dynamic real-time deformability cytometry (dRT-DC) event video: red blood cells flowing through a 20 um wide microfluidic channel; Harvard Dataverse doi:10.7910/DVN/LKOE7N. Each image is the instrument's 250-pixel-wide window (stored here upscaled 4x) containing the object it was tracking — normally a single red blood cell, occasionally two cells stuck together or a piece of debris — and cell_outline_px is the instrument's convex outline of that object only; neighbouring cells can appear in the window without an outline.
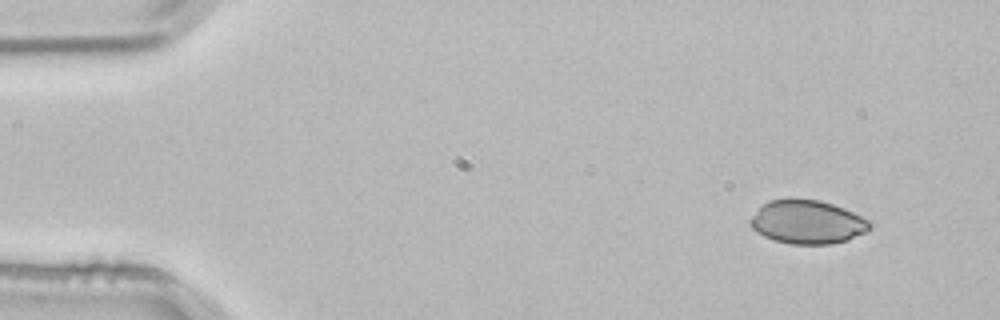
{"species": "common noctule bat (a hibernating species)", "species_latin": "Nyctalus noctula", "temperature_condition": "room temperature", "stored_images_in_passage": 3, "camera_frame_rate_fps": 3000, "um_per_image_px": 0.085, "animal": {"sex": "male", "body_mass_g": 21.5, "forearm_length_mm": 52.0}, "frame": {"image": 1, "passage_image": 1, "time_ms": 0.0, "image_size_px": [1000, 320], "cell_outline_px": [[876, 224], [868, 232], [848, 240], [832, 244], [792, 244], [776, 240], [764, 236], [756, 232], [748, 224], [748, 220], [760, 204], [768, 200], [820, 200], [844, 208]], "centroid_in_image_um": [68.63, 18.89], "position_along_channel_um": 16.4, "area_um2": 30.58}}